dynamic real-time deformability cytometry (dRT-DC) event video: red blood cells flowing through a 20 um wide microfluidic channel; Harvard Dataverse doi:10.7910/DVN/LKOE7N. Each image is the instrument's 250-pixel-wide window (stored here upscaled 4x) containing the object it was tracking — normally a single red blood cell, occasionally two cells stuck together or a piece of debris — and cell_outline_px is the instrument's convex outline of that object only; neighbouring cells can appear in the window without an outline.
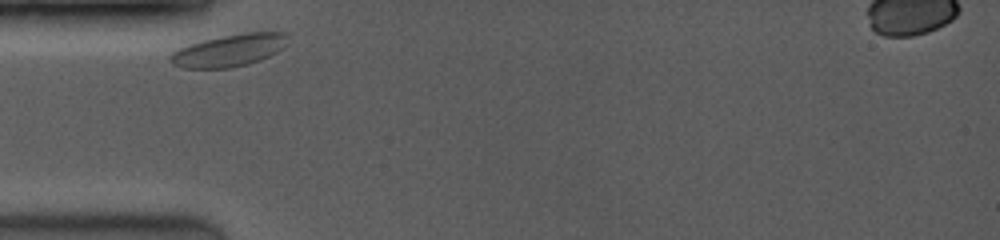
{"species": "common noctule bat (a hibernating species)", "species_latin": "Nyctalus noctula", "temperature_condition": "room temperature", "stored_images_in_passage": 2, "camera_frame_rate_fps": 3500, "um_per_image_px": 0.085, "animal": {"sex": "female", "body_mass_g": 19.0, "forearm_length_mm": 53.3}, "frame": {"image": 1, "passage_image": 1, "time_ms": 0.0, "image_size_px": [1000, 240], "cell_outline_px": [[288, 44], [284, 48], [260, 60], [248, 64], [232, 68], [180, 68], [172, 64], [168, 60], [168, 56], [172, 52], [188, 44], [204, 40], [244, 32], [288, 32]], "centroid_in_image_um": [19.49, 4.28], "position_along_channel_um": 65.5, "area_um2": 22.31}}